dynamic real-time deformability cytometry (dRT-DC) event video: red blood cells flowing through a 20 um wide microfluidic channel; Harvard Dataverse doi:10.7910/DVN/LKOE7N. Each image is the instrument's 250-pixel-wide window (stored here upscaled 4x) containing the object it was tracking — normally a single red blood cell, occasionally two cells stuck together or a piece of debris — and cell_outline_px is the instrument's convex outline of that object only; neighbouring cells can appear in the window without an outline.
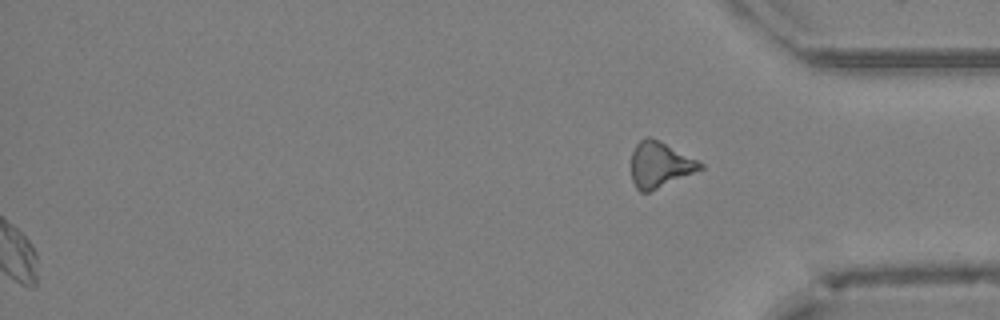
{"species": "Egyptian fruit bat (a non-hibernating species)", "species_latin": "Rousettus aegyptiacus", "temperature_condition": "cold", "stored_images_in_passage": 44, "segment_of_instrument_passage": [2, 2], "camera_frame_rate_fps": 3000, "um_per_image_px": 0.085, "animal": {"sex": "female"}, "frame": {"image": 1, "passage_image": 44, "time_ms": 14.333, "image_size_px": [1000, 320], "cell_outline_px": [[704, 168], [648, 192], [640, 192], [636, 188], [632, 180], [632, 152], [636, 144], [640, 140], [648, 136], [704, 164]], "centroid_in_image_um": [56.05, 14.02], "position_along_channel_um": 379.2, "area_um2": 17.69}}